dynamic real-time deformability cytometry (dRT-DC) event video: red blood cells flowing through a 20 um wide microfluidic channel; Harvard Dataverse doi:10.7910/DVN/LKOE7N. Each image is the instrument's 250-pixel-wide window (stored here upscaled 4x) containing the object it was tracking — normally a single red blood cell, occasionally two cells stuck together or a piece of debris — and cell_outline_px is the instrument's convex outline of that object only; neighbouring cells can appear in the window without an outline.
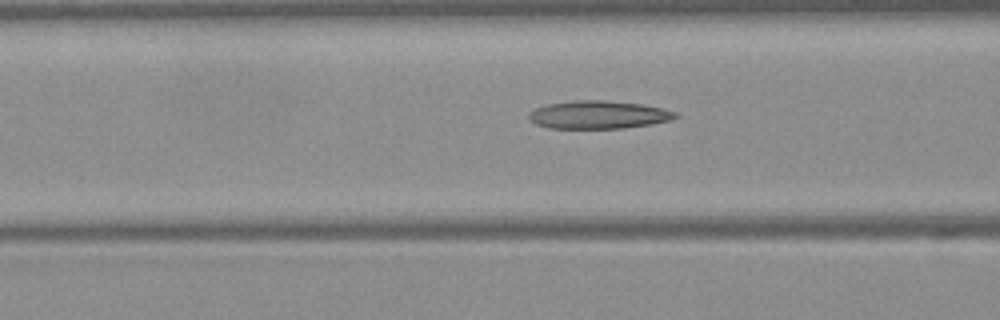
{"species": "Egyptian fruit bat (a non-hibernating species)", "species_latin": "Rousettus aegyptiacus", "temperature_condition": "warm", "stored_images_in_passage": 24, "camera_frame_rate_fps": 3000, "um_per_image_px": 0.085, "frame": {"image": 1, "passage_image": 10, "time_ms": 3.0, "image_size_px": [1000, 320], "cell_outline_px": [[680, 116], [672, 120], [652, 124], [624, 128], [548, 128], [536, 124], [528, 120], [528, 112], [536, 108], [548, 104], [572, 100], [604, 100], [640, 104], [664, 108], [676, 112]], "centroid_in_image_um": [50.87, 9.75], "position_along_channel_um": 115.7, "area_um2": 24.1}}
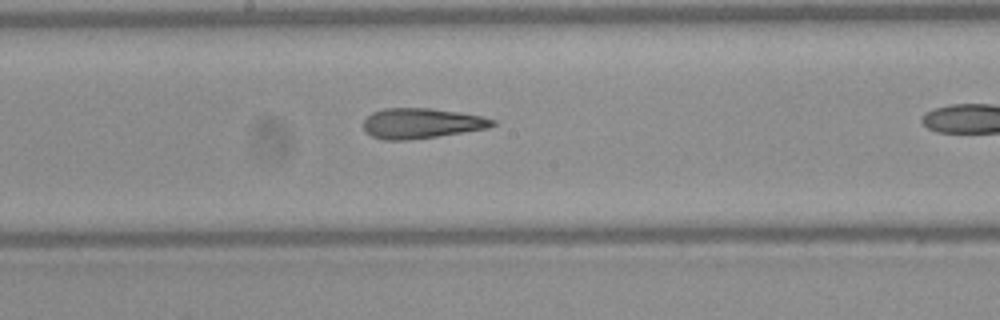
{"frame": {"image": 2, "passage_image": 17, "time_ms": 5.333, "image_size_px": [1000, 320], "cell_outline_px": [[496, 124], [488, 128], [436, 136], [408, 140], [384, 140], [372, 136], [364, 128], [364, 120], [372, 112], [384, 108], [428, 108], [456, 112], [480, 116], [496, 120]], "centroid_in_image_um": [35.8, 10.48], "position_along_channel_um": 212.4, "area_um2": 22.43}}
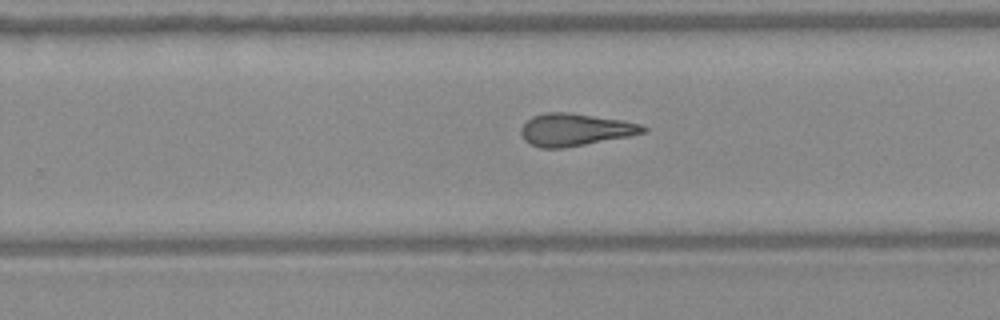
{"frame": {"image": 3, "passage_image": 22, "time_ms": 7.0, "image_size_px": [1000, 320], "cell_outline_px": [[648, 132], [628, 136], [564, 148], [540, 148], [524, 140], [520, 132], [520, 128], [532, 116], [548, 112], [568, 112], [620, 120], [640, 124], [648, 128]], "centroid_in_image_um": [48.86, 11.02], "position_along_channel_um": 280.9, "area_um2": 22.83}}